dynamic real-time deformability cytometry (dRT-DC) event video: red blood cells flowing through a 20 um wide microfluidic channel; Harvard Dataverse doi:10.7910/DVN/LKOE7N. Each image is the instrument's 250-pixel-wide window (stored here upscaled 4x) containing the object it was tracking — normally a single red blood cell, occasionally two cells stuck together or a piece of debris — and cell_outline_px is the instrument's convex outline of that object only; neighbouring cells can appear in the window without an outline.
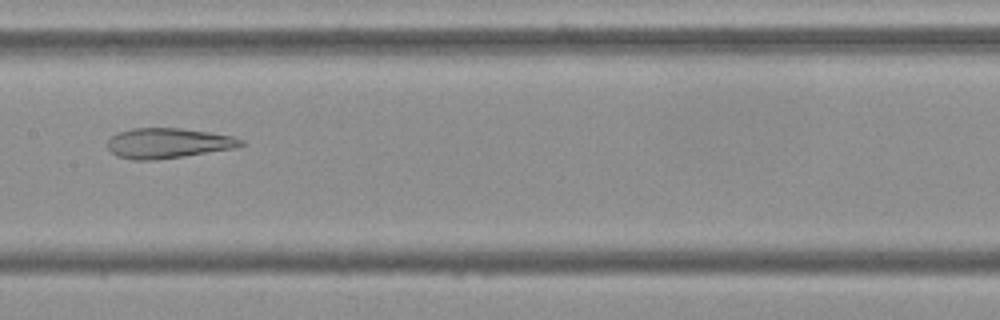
{"species": "Egyptian fruit bat (a non-hibernating species)", "species_latin": "Rousettus aegyptiacus", "temperature_condition": "cold", "stored_images_in_passage": 52, "camera_frame_rate_fps": 3000, "um_per_image_px": 0.085, "frame": {"image": 1, "passage_image": 26, "time_ms": 8.333, "image_size_px": [1000, 320], "cell_outline_px": [[244, 144], [236, 148], [184, 156], [156, 160], [132, 160], [116, 156], [108, 148], [108, 140], [116, 132], [132, 128], [180, 128], [208, 132], [232, 136], [244, 140]], "centroid_in_image_um": [14.27, 12.17], "position_along_channel_um": 193.1, "area_um2": 23.52}}
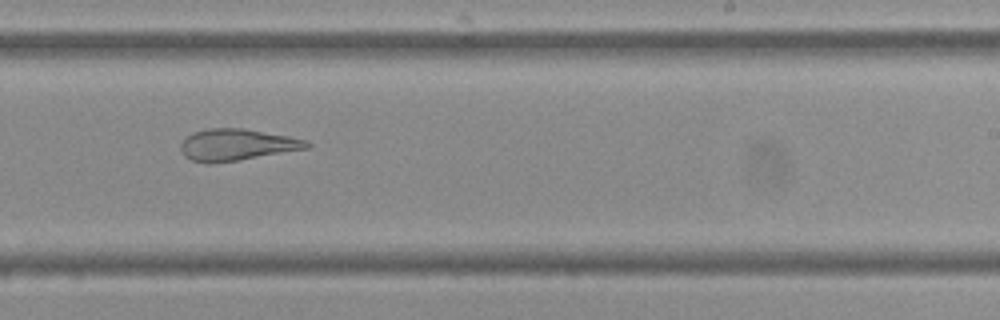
{"frame": {"image": 2, "passage_image": 32, "time_ms": 10.333, "image_size_px": [1000, 320], "cell_outline_px": [[312, 148], [236, 160], [208, 164], [192, 160], [184, 156], [180, 148], [180, 144], [192, 132], [208, 128], [244, 128], [288, 136], [308, 140], [312, 144]], "centroid_in_image_um": [20.16, 12.3], "position_along_channel_um": 268.8, "area_um2": 23.29}}
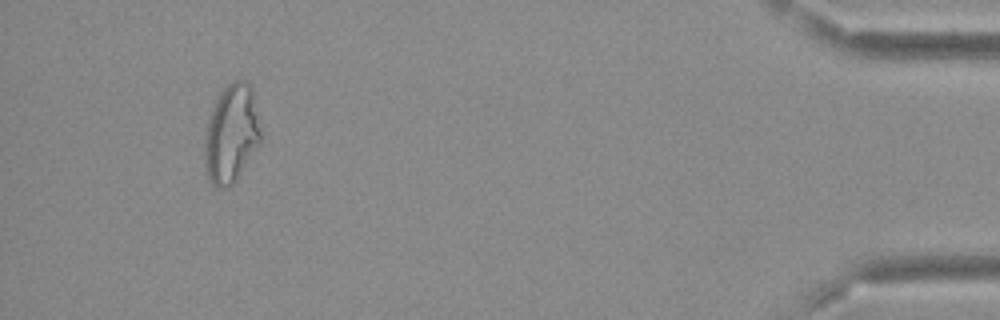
{"frame": {"image": 3, "passage_image": 49, "time_ms": 16.0, "image_size_px": [1000, 320], "cell_outline_px": [[260, 140], [236, 180], [232, 184], [224, 188], [216, 188], [208, 180], [204, 156], [204, 136], [208, 120], [216, 96], [232, 80], [248, 80], [252, 88], [260, 132]], "centroid_in_image_um": [19.62, 11.35], "position_along_channel_um": 415.6, "area_um2": 31.96}, "authors_computed_cell_mechanics": {"area_um2": 29.5647, "velocity_mm_per_s": 3.806, "shape_relaxation_time_tau1_ms": null, "shape_relaxation_time_tau2_ms": 2.8909, "deformation_change_tau1": null, "deformation_change_tau2": 0.1195}}